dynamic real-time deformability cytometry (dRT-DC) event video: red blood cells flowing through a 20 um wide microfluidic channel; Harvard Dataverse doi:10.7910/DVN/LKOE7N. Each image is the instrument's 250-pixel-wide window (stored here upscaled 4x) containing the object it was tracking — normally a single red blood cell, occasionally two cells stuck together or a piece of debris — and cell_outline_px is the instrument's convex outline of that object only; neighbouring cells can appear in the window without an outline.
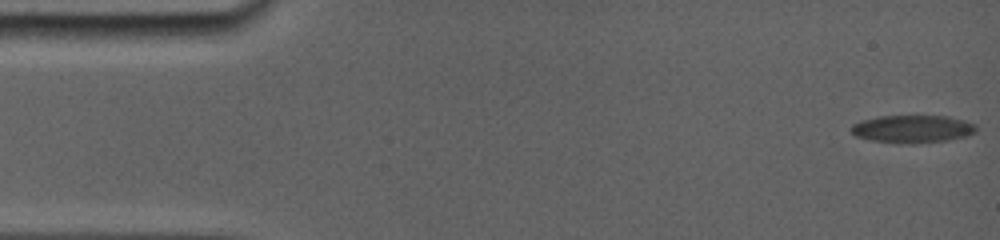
{"species": "common noctule bat (a hibernating species)", "species_latin": "Nyctalus noctula", "temperature_condition": "room temperature", "stored_images_in_passage": 64, "camera_frame_rate_fps": 5000, "um_per_image_px": 0.085, "animal": {"sex": "female", "body_mass_g": 19.0, "forearm_length_mm": 56.7}, "frame": {"image": 1, "passage_image": 1, "time_ms": 0.0, "image_size_px": [1000, 240], "cell_outline_px": [[976, 128], [972, 132], [960, 136], [940, 140], [880, 140], [860, 136], [852, 132], [852, 124], [864, 120], [884, 116], [940, 116], [960, 120], [972, 124]], "centroid_in_image_um": [77.52, 10.89], "position_along_channel_um": 7.5, "area_um2": 17.86}}
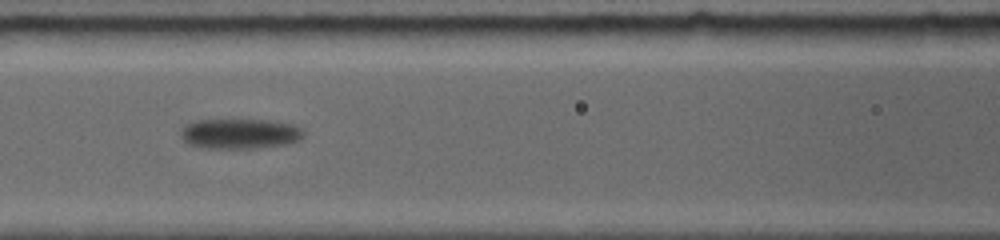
{"frame": {"image": 2, "passage_image": 28, "time_ms": 7.4, "image_size_px": [1000, 240], "cell_outline_px": [[300, 136], [296, 140], [276, 144], [248, 148], [240, 148], [192, 144], [184, 140], [184, 128], [188, 124], [200, 120], [264, 120], [284, 124], [296, 128], [300, 132]], "centroid_in_image_um": [20.32, 11.33], "position_along_channel_um": 146.3, "area_um2": 19.42}}
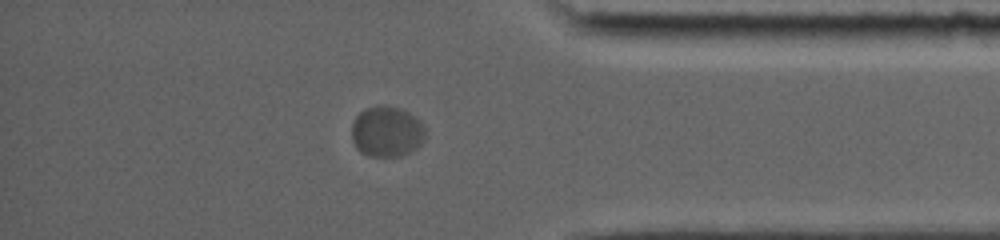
{"frame": {"image": 3, "passage_image": 55, "time_ms": 14.8, "image_size_px": [1000, 240], "cell_outline_px": [[424, 140], [416, 148], [400, 156], [368, 156], [360, 152], [356, 148], [352, 140], [352, 124], [356, 116], [364, 108], [380, 104], [384, 104], [400, 108], [416, 116], [420, 120], [424, 128]], "centroid_in_image_um": [32.85, 11.16], "position_along_channel_um": 402.3, "area_um2": 21.96}, "authors_computed_cell_mechanics": {"area_um2": 20.7791, "velocity_mm_per_s": 3.5645, "shape_relaxation_time_tau1_ms": 6.0571, "shape_relaxation_time_tau2_ms": null, "deformation_change_tau1": 0.191, "deformation_change_tau2": null}}